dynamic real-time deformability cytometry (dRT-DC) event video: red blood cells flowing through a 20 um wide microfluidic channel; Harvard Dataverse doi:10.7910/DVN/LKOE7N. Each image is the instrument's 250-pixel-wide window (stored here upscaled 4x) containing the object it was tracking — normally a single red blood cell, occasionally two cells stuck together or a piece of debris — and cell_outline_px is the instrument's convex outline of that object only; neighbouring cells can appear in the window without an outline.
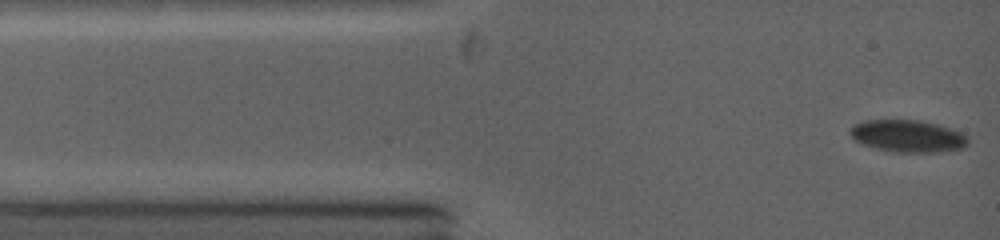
{"species": "common noctule bat (a hibernating species)", "species_latin": "Nyctalus noctula", "temperature_condition": "warm", "stored_images_in_passage": 42, "camera_frame_rate_fps": 5000, "um_per_image_px": 0.085, "animal": {"sex": "female", "body_mass_g": 19.0, "forearm_length_mm": 53.3}, "frame": {"image": 1, "passage_image": 1, "time_ms": 0.0, "image_size_px": [1000, 240], "cell_outline_px": [[968, 144], [964, 148], [936, 152], [896, 152], [876, 148], [852, 140], [848, 132], [848, 128], [852, 124], [864, 120], [920, 120], [952, 128], [960, 132], [968, 140]], "centroid_in_image_um": [77.09, 11.55], "position_along_channel_um": 7.9, "area_um2": 22.25}}
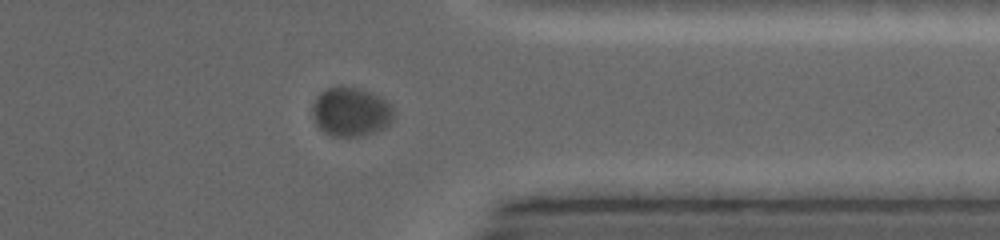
{"frame": {"image": 2, "passage_image": 23, "time_ms": 10.6, "image_size_px": [1000, 240], "cell_outline_px": [[396, 112], [392, 120], [384, 128], [360, 136], [332, 136], [324, 132], [316, 124], [312, 116], [312, 104], [316, 96], [320, 92], [328, 88], [340, 84], [364, 88], [380, 96]], "centroid_in_image_um": [29.8, 9.46], "position_along_channel_um": 381.6, "area_um2": 23.7}}
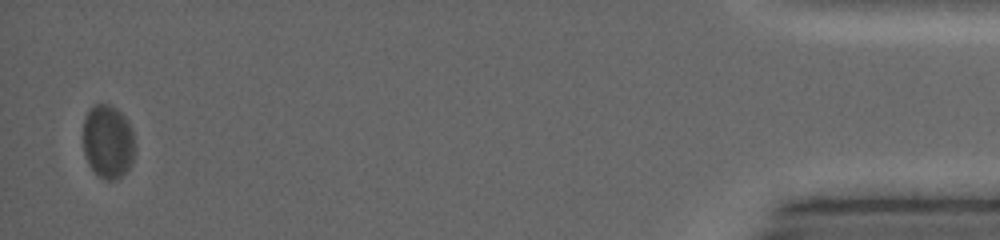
{"frame": {"image": 3, "passage_image": 38, "time_ms": 14.6, "image_size_px": [1000, 240], "cell_outline_px": [[136, 144], [132, 164], [116, 180], [104, 180], [88, 164], [84, 152], [84, 120], [88, 108], [96, 104], [108, 104], [116, 108], [128, 120], [132, 128]], "centroid_in_image_um": [9.2, 12.02], "position_along_channel_um": 426.0, "area_um2": 22.43}, "authors_computed_cell_mechanics": {"area_um2": 23.2067, "velocity_mm_per_s": 4.0917, "shape_relaxation_time_tau1_ms": 1.1376, "shape_relaxation_time_tau2_ms": null, "deformation_change_tau1": 0.0515, "deformation_change_tau2": null}}